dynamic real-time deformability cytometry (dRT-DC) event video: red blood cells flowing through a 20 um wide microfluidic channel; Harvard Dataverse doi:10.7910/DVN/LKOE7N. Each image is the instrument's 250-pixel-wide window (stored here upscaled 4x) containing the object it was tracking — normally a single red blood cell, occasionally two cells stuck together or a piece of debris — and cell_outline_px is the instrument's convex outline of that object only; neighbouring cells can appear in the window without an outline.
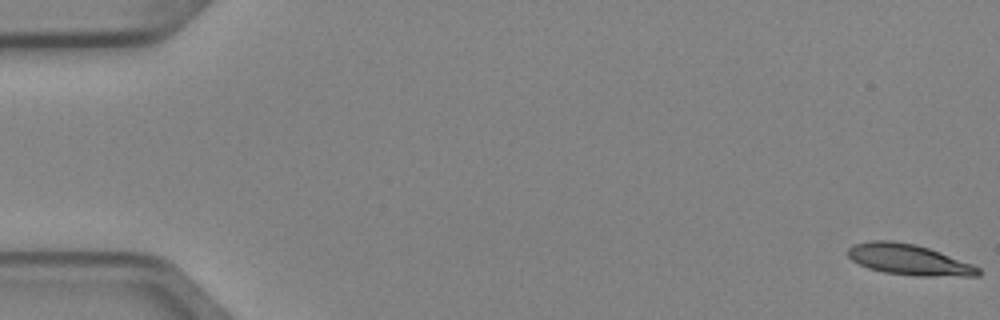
{"species": "Egyptian fruit bat (a non-hibernating species)", "species_latin": "Rousettus aegyptiacus", "temperature_condition": "cold", "stored_images_in_passage": 5, "camera_frame_rate_fps": 3000, "um_per_image_px": 0.085, "animal": {"sex": "female"}, "frame": {"image": 1, "passage_image": 1, "time_ms": 0.0, "image_size_px": [1000, 320], "cell_outline_px": [[980, 276], [916, 276], [884, 272], [868, 268], [852, 260], [848, 256], [848, 248], [852, 244], [872, 240], [892, 240], [916, 244], [940, 252], [972, 264], [980, 268]], "centroid_in_image_um": [77.24, 22.06], "position_along_channel_um": 7.8, "area_um2": 23.41}}
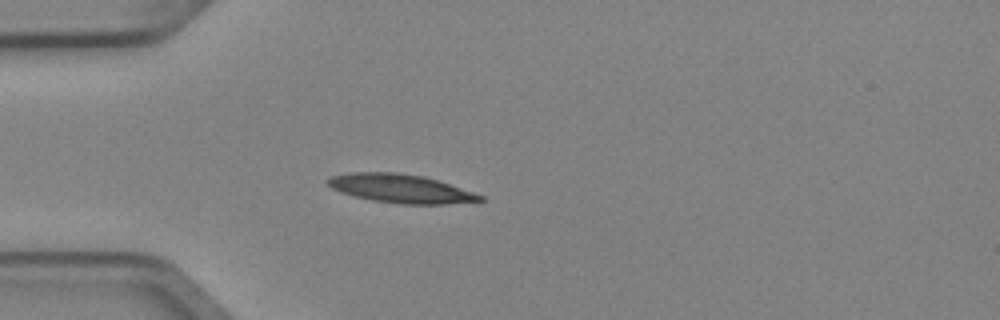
{"frame": {"image": 2, "passage_image": 5, "time_ms": 1.333, "image_size_px": [1000, 320], "cell_outline_px": [[484, 200], [444, 204], [400, 204], [372, 200], [340, 192], [332, 188], [328, 184], [328, 180], [332, 176], [352, 172], [396, 172], [424, 176], [484, 196]], "centroid_in_image_um": [34.04, 16.02], "position_along_channel_um": 51.0, "area_um2": 24.97}}